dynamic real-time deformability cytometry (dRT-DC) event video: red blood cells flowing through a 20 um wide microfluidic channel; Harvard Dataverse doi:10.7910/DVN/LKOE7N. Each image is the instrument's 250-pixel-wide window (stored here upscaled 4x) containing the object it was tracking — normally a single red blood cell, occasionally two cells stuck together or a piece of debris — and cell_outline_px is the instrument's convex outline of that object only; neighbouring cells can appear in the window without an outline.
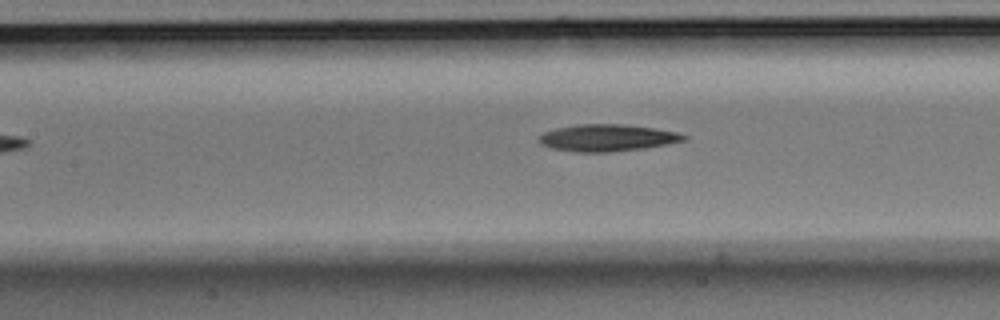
{"species": "Egyptian fruit bat (a non-hibernating species)", "species_latin": "Rousettus aegyptiacus", "temperature_condition": "room temperature", "stored_images_in_passage": 4, "camera_frame_rate_fps": 3000, "um_per_image_px": 0.085, "animal": {"sex": "male"}, "frame": {"image": 1, "passage_image": 4, "time_ms": 1.0, "image_size_px": [1000, 320], "cell_outline_px": [[688, 136], [684, 140], [644, 148], [608, 152], [576, 152], [552, 148], [540, 144], [536, 140], [544, 132], [556, 128], [580, 124], [624, 124], [652, 128], [676, 132]], "centroid_in_image_um": [51.55, 11.71], "position_along_channel_um": 155.8, "area_um2": 22.48}}